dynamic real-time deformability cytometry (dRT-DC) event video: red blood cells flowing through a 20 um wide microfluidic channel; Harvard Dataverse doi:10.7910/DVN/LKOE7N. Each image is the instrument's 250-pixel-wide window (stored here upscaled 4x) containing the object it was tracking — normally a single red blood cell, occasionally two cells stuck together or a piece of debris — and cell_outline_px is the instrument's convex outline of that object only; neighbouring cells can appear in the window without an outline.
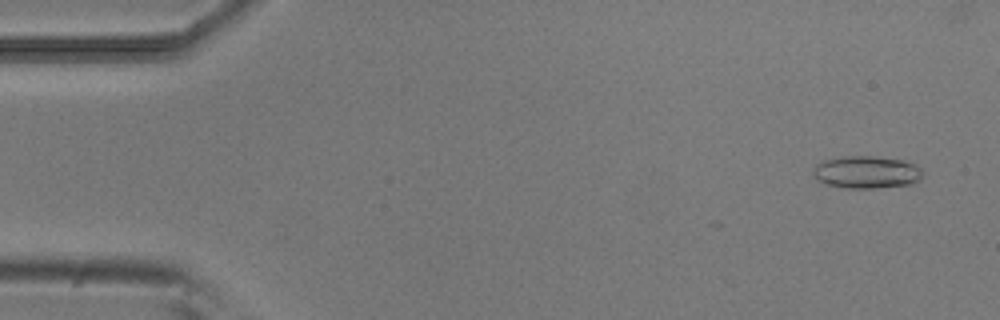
{"species": "common noctule bat (a hibernating species)", "species_latin": "Nyctalus noctula", "temperature_condition": "room temperature", "stored_images_in_passage": 9, "camera_frame_rate_fps": 3000, "um_per_image_px": 0.085, "animal": {"sex": "male", "body_mass_g": 20.5, "forearm_length_mm": 52.5}, "frame": {"image": 1, "passage_image": 3, "time_ms": 0.667, "image_size_px": [1000, 320], "cell_outline_px": [[924, 176], [920, 180], [908, 184], [876, 188], [848, 188], [828, 184], [820, 180], [812, 172], [812, 168], [816, 164], [824, 160], [844, 156], [872, 156], [904, 160], [916, 164], [924, 172]], "centroid_in_image_um": [73.7, 14.62], "position_along_channel_um": 11.3, "area_um2": 20.69}}